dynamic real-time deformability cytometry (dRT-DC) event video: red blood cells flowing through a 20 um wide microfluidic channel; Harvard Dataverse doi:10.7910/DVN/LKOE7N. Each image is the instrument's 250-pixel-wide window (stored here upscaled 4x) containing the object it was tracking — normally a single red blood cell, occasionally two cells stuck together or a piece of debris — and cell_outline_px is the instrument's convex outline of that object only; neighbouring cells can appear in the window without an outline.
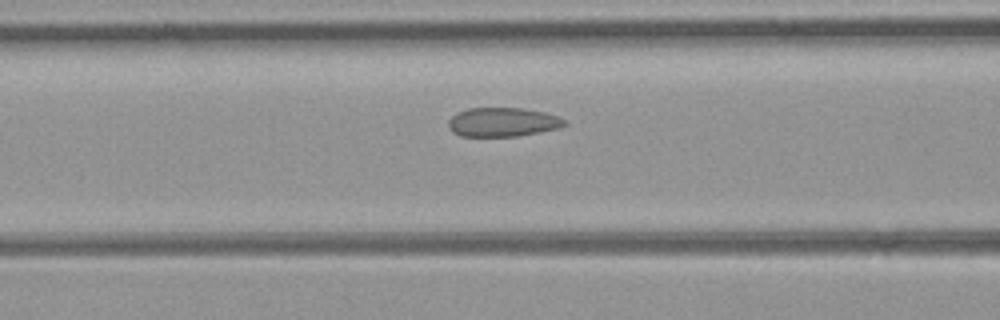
{"species": "common noctule bat (a hibernating species)", "species_latin": "Nyctalus noctula", "temperature_condition": "room temperature", "stored_images_in_passage": 32, "camera_frame_rate_fps": 3000, "um_per_image_px": 0.085, "animal": {"sex": "female", "body_mass_g": 21.9}, "frame": {"image": 1, "passage_image": 12, "time_ms": 3.667, "image_size_px": [1000, 320], "cell_outline_px": [[568, 124], [556, 128], [540, 132], [516, 136], [460, 136], [452, 132], [448, 128], [448, 120], [452, 116], [468, 108], [524, 108], [544, 112], [556, 116], [564, 120]], "centroid_in_image_um": [42.69, 10.38], "position_along_channel_um": 123.9, "area_um2": 19.54}}
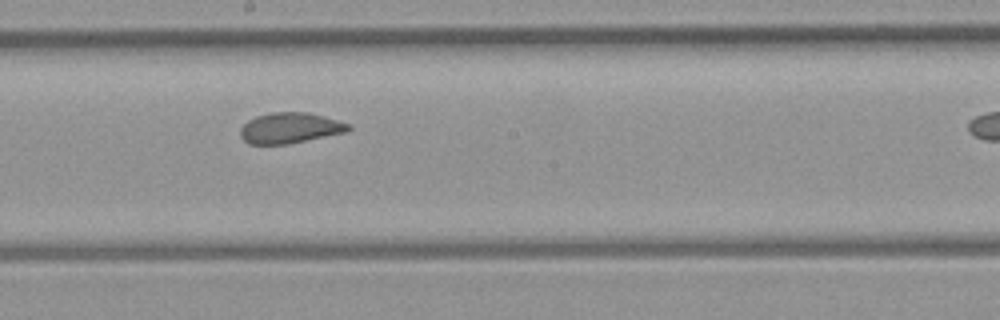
{"frame": {"image": 2, "passage_image": 19, "time_ms": 6.0, "image_size_px": [1000, 320], "cell_outline_px": [[352, 128], [344, 132], [288, 144], [248, 144], [240, 136], [240, 128], [248, 120], [256, 116], [272, 112], [308, 112], [352, 124]], "centroid_in_image_um": [24.63, 10.87], "position_along_channel_um": 223.6, "area_um2": 19.25}}
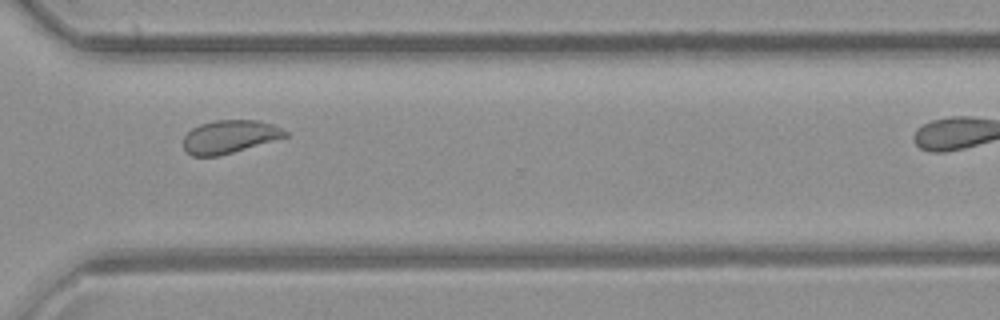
{"frame": {"image": 3, "passage_image": 28, "time_ms": 9.0, "image_size_px": [1000, 320], "cell_outline_px": [[288, 136], [220, 156], [192, 156], [184, 148], [184, 136], [192, 128], [200, 124], [216, 120], [256, 120], [272, 124], [288, 132]], "centroid_in_image_um": [19.51, 11.62], "position_along_channel_um": 351.1, "area_um2": 19.48}}